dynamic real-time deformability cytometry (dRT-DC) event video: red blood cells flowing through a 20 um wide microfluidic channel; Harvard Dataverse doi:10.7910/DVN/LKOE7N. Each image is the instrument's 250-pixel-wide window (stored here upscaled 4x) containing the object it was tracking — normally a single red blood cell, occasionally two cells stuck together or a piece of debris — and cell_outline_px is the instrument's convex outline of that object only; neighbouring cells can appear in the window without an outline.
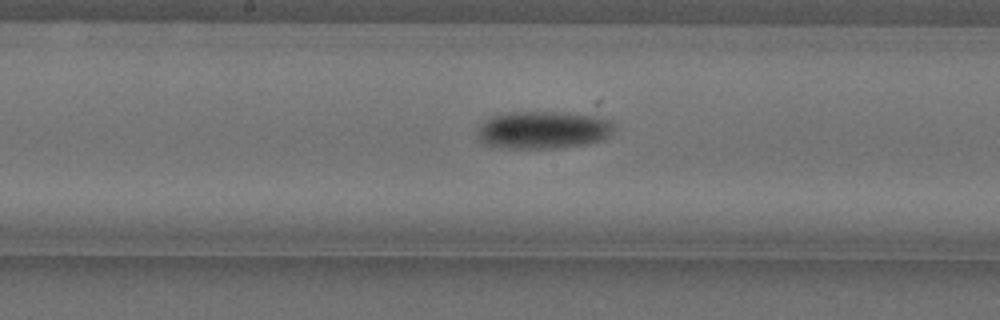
{"species": "Egyptian fruit bat (a non-hibernating species)", "species_latin": "Rousettus aegyptiacus", "temperature_condition": "cold", "stored_images_in_passage": 40, "camera_frame_rate_fps": 3000, "um_per_image_px": 0.085, "animal": {"sex": "female"}, "frame": {"image": 1, "passage_image": 14, "time_ms": 4.333, "image_size_px": [1000, 320], "cell_outline_px": [[616, 128], [608, 136], [600, 140], [584, 144], [556, 148], [508, 148], [484, 144], [480, 140], [476, 132], [476, 128], [484, 120], [492, 116], [508, 112], [568, 112], [592, 116], [612, 120]], "centroid_in_image_um": [46.14, 11.03], "position_along_channel_um": 202.1, "area_um2": 30.11}}
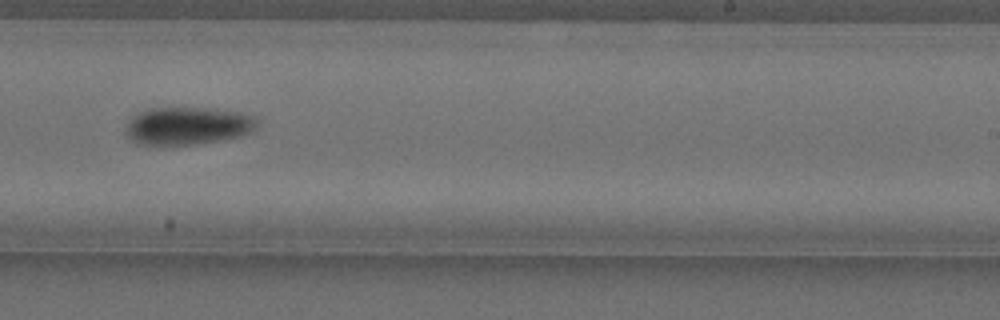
{"frame": {"image": 2, "passage_image": 20, "time_ms": 6.333, "image_size_px": [1000, 320], "cell_outline_px": [[260, 124], [252, 132], [244, 136], [224, 140], [196, 144], [144, 144], [132, 140], [128, 136], [128, 124], [132, 116], [148, 108], [216, 108], [240, 112], [256, 116]], "centroid_in_image_um": [16.09, 10.68], "position_along_channel_um": 272.9, "area_um2": 29.02}}
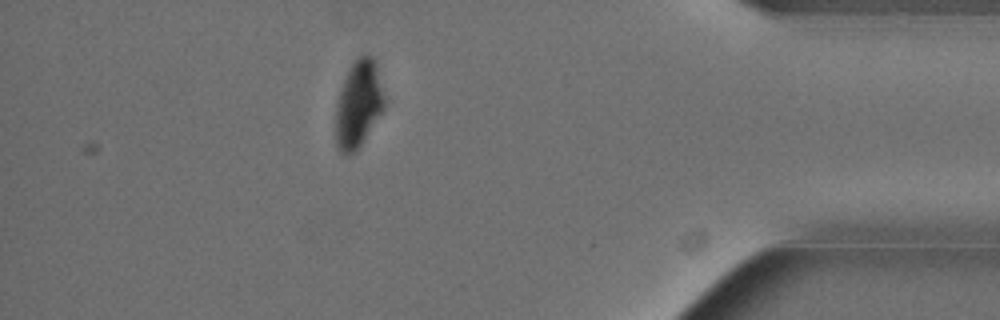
{"frame": {"image": 3, "passage_image": 34, "time_ms": 11.0, "image_size_px": [1000, 320], "cell_outline_px": [[384, 108], [360, 144], [352, 152], [340, 152], [336, 144], [336, 104], [340, 88], [348, 68], [356, 56], [364, 52], [368, 52], [376, 60], [384, 96]], "centroid_in_image_um": [30.46, 8.71], "position_along_channel_um": 404.7, "area_um2": 24.62}, "authors_computed_cell_mechanics": {"area_um2": 28.1197, "velocity_mm_per_s": 3.5862, "shape_relaxation_time_tau1_ms": 5.7177, "shape_relaxation_time_tau2_ms": null, "deformation_change_tau1": 0.1392, "deformation_change_tau2": null}}